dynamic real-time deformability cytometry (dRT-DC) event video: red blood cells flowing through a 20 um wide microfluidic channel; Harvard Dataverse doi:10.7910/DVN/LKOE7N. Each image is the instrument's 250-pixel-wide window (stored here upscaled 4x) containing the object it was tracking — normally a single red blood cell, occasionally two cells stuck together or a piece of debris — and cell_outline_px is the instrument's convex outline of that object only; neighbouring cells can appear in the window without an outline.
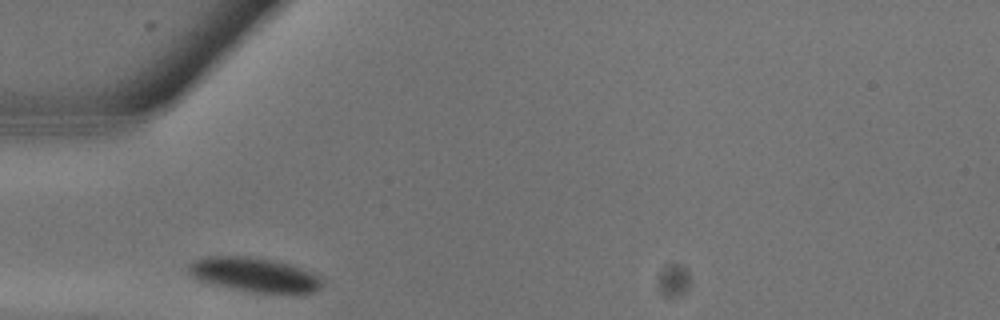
{"species": "common noctule bat (a hibernating species)", "species_latin": "Nyctalus noctula", "temperature_condition": "warm", "stored_images_in_passage": 4, "camera_frame_rate_fps": 3000, "um_per_image_px": 0.085, "animal": {"sex": "male", "body_mass_g": 13.3}, "frame": {"image": 1, "passage_image": 1, "time_ms": 0.0, "image_size_px": [1000, 320], "cell_outline_px": [[324, 280], [320, 288], [312, 292], [292, 296], [260, 292], [232, 288], [204, 280], [192, 276], [188, 272], [188, 264], [196, 260], [208, 256], [248, 256], [272, 260], [288, 264], [300, 268]], "centroid_in_image_um": [21.69, 23.37], "position_along_channel_um": 63.3, "area_um2": 26.47}}
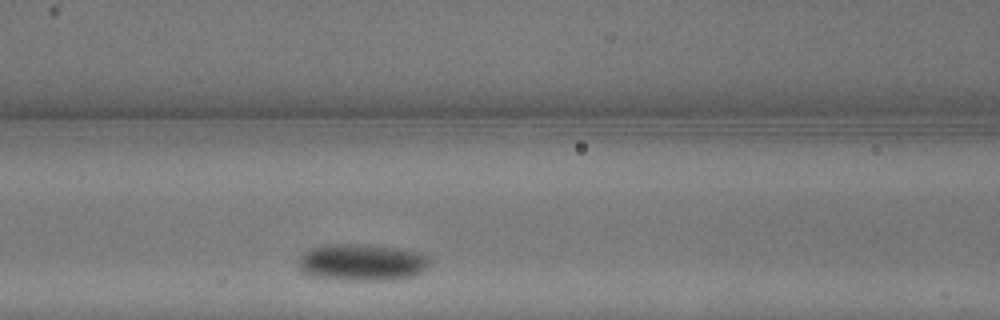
{"frame": {"image": 2, "passage_image": 4, "time_ms": 1.0, "image_size_px": [1000, 320], "cell_outline_px": [[432, 264], [424, 272], [416, 276], [392, 280], [340, 280], [312, 276], [304, 272], [300, 268], [300, 256], [304, 252], [320, 244], [368, 244], [396, 248], [420, 252], [432, 256]], "centroid_in_image_um": [30.87, 22.3], "position_along_channel_um": 135.7, "area_um2": 28.84}}